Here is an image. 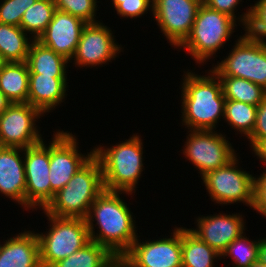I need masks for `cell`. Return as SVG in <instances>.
I'll list each match as a JSON object with an SVG mask.
<instances>
[{
	"mask_svg": "<svg viewBox=\"0 0 266 267\" xmlns=\"http://www.w3.org/2000/svg\"><path fill=\"white\" fill-rule=\"evenodd\" d=\"M173 231L170 238L142 243L137 237L119 259V267H182L181 227Z\"/></svg>",
	"mask_w": 266,
	"mask_h": 267,
	"instance_id": "cell-10",
	"label": "cell"
},
{
	"mask_svg": "<svg viewBox=\"0 0 266 267\" xmlns=\"http://www.w3.org/2000/svg\"><path fill=\"white\" fill-rule=\"evenodd\" d=\"M112 34L110 27L100 21L87 23L82 30L74 56L71 58L75 66L93 68L115 60L122 52V46L115 42L113 38L115 36Z\"/></svg>",
	"mask_w": 266,
	"mask_h": 267,
	"instance_id": "cell-15",
	"label": "cell"
},
{
	"mask_svg": "<svg viewBox=\"0 0 266 267\" xmlns=\"http://www.w3.org/2000/svg\"><path fill=\"white\" fill-rule=\"evenodd\" d=\"M56 6L53 0H36L23 14L20 27L37 40L51 22Z\"/></svg>",
	"mask_w": 266,
	"mask_h": 267,
	"instance_id": "cell-27",
	"label": "cell"
},
{
	"mask_svg": "<svg viewBox=\"0 0 266 267\" xmlns=\"http://www.w3.org/2000/svg\"><path fill=\"white\" fill-rule=\"evenodd\" d=\"M56 10L66 12L84 20L86 23H95L98 5L97 0H53Z\"/></svg>",
	"mask_w": 266,
	"mask_h": 267,
	"instance_id": "cell-30",
	"label": "cell"
},
{
	"mask_svg": "<svg viewBox=\"0 0 266 267\" xmlns=\"http://www.w3.org/2000/svg\"><path fill=\"white\" fill-rule=\"evenodd\" d=\"M196 229H190L202 241L221 254L226 247L245 231L242 215L214 214L196 217Z\"/></svg>",
	"mask_w": 266,
	"mask_h": 267,
	"instance_id": "cell-17",
	"label": "cell"
},
{
	"mask_svg": "<svg viewBox=\"0 0 266 267\" xmlns=\"http://www.w3.org/2000/svg\"><path fill=\"white\" fill-rule=\"evenodd\" d=\"M118 16L137 18L147 11L153 12V0H111Z\"/></svg>",
	"mask_w": 266,
	"mask_h": 267,
	"instance_id": "cell-33",
	"label": "cell"
},
{
	"mask_svg": "<svg viewBox=\"0 0 266 267\" xmlns=\"http://www.w3.org/2000/svg\"><path fill=\"white\" fill-rule=\"evenodd\" d=\"M250 267H266V265L257 261L255 263H253Z\"/></svg>",
	"mask_w": 266,
	"mask_h": 267,
	"instance_id": "cell-40",
	"label": "cell"
},
{
	"mask_svg": "<svg viewBox=\"0 0 266 267\" xmlns=\"http://www.w3.org/2000/svg\"><path fill=\"white\" fill-rule=\"evenodd\" d=\"M225 99L258 106L266 97V90L239 77H219Z\"/></svg>",
	"mask_w": 266,
	"mask_h": 267,
	"instance_id": "cell-26",
	"label": "cell"
},
{
	"mask_svg": "<svg viewBox=\"0 0 266 267\" xmlns=\"http://www.w3.org/2000/svg\"><path fill=\"white\" fill-rule=\"evenodd\" d=\"M122 193L132 195L128 192L104 190L95 199L85 218L90 239L106 247L118 259L130 249L137 237H140L136 233L133 213L125 200L120 198ZM95 221L99 228L97 233L94 231Z\"/></svg>",
	"mask_w": 266,
	"mask_h": 267,
	"instance_id": "cell-1",
	"label": "cell"
},
{
	"mask_svg": "<svg viewBox=\"0 0 266 267\" xmlns=\"http://www.w3.org/2000/svg\"><path fill=\"white\" fill-rule=\"evenodd\" d=\"M257 106L246 104L240 101L225 100L224 120L231 128L237 129L248 138L252 132L256 120Z\"/></svg>",
	"mask_w": 266,
	"mask_h": 267,
	"instance_id": "cell-28",
	"label": "cell"
},
{
	"mask_svg": "<svg viewBox=\"0 0 266 267\" xmlns=\"http://www.w3.org/2000/svg\"><path fill=\"white\" fill-rule=\"evenodd\" d=\"M235 42L228 56L211 70L218 77H239L266 90V41L244 34Z\"/></svg>",
	"mask_w": 266,
	"mask_h": 267,
	"instance_id": "cell-7",
	"label": "cell"
},
{
	"mask_svg": "<svg viewBox=\"0 0 266 267\" xmlns=\"http://www.w3.org/2000/svg\"><path fill=\"white\" fill-rule=\"evenodd\" d=\"M70 61L61 54L42 45L37 40H32L26 63L29 74H41L52 78H67V64Z\"/></svg>",
	"mask_w": 266,
	"mask_h": 267,
	"instance_id": "cell-21",
	"label": "cell"
},
{
	"mask_svg": "<svg viewBox=\"0 0 266 267\" xmlns=\"http://www.w3.org/2000/svg\"><path fill=\"white\" fill-rule=\"evenodd\" d=\"M236 22L229 15L210 9L202 3L190 34L179 49H186L197 64L203 65L229 41L235 32L234 27H237Z\"/></svg>",
	"mask_w": 266,
	"mask_h": 267,
	"instance_id": "cell-5",
	"label": "cell"
},
{
	"mask_svg": "<svg viewBox=\"0 0 266 267\" xmlns=\"http://www.w3.org/2000/svg\"><path fill=\"white\" fill-rule=\"evenodd\" d=\"M238 160L236 156L224 167L207 173L201 179L213 202L219 205L242 202L253 208L254 176L238 167Z\"/></svg>",
	"mask_w": 266,
	"mask_h": 267,
	"instance_id": "cell-8",
	"label": "cell"
},
{
	"mask_svg": "<svg viewBox=\"0 0 266 267\" xmlns=\"http://www.w3.org/2000/svg\"><path fill=\"white\" fill-rule=\"evenodd\" d=\"M259 177H254V206L260 215L266 217V169Z\"/></svg>",
	"mask_w": 266,
	"mask_h": 267,
	"instance_id": "cell-35",
	"label": "cell"
},
{
	"mask_svg": "<svg viewBox=\"0 0 266 267\" xmlns=\"http://www.w3.org/2000/svg\"><path fill=\"white\" fill-rule=\"evenodd\" d=\"M67 78H52L41 74L29 75L28 103L43 114L56 109L64 102L68 85Z\"/></svg>",
	"mask_w": 266,
	"mask_h": 267,
	"instance_id": "cell-20",
	"label": "cell"
},
{
	"mask_svg": "<svg viewBox=\"0 0 266 267\" xmlns=\"http://www.w3.org/2000/svg\"><path fill=\"white\" fill-rule=\"evenodd\" d=\"M42 115L28 102L11 103L0 115V146L27 148L42 142L36 125Z\"/></svg>",
	"mask_w": 266,
	"mask_h": 267,
	"instance_id": "cell-12",
	"label": "cell"
},
{
	"mask_svg": "<svg viewBox=\"0 0 266 267\" xmlns=\"http://www.w3.org/2000/svg\"><path fill=\"white\" fill-rule=\"evenodd\" d=\"M36 0H3L0 3V23L20 26L25 11Z\"/></svg>",
	"mask_w": 266,
	"mask_h": 267,
	"instance_id": "cell-32",
	"label": "cell"
},
{
	"mask_svg": "<svg viewBox=\"0 0 266 267\" xmlns=\"http://www.w3.org/2000/svg\"><path fill=\"white\" fill-rule=\"evenodd\" d=\"M25 190L24 148L0 146V193L25 209Z\"/></svg>",
	"mask_w": 266,
	"mask_h": 267,
	"instance_id": "cell-18",
	"label": "cell"
},
{
	"mask_svg": "<svg viewBox=\"0 0 266 267\" xmlns=\"http://www.w3.org/2000/svg\"><path fill=\"white\" fill-rule=\"evenodd\" d=\"M244 234L233 240L221 253V259L227 256L233 259V267H250L257 262L260 240H249Z\"/></svg>",
	"mask_w": 266,
	"mask_h": 267,
	"instance_id": "cell-29",
	"label": "cell"
},
{
	"mask_svg": "<svg viewBox=\"0 0 266 267\" xmlns=\"http://www.w3.org/2000/svg\"><path fill=\"white\" fill-rule=\"evenodd\" d=\"M266 138V97L257 106L256 120L252 134L247 138L252 147L259 139Z\"/></svg>",
	"mask_w": 266,
	"mask_h": 267,
	"instance_id": "cell-36",
	"label": "cell"
},
{
	"mask_svg": "<svg viewBox=\"0 0 266 267\" xmlns=\"http://www.w3.org/2000/svg\"><path fill=\"white\" fill-rule=\"evenodd\" d=\"M251 148L260 161L266 165V138L259 139Z\"/></svg>",
	"mask_w": 266,
	"mask_h": 267,
	"instance_id": "cell-37",
	"label": "cell"
},
{
	"mask_svg": "<svg viewBox=\"0 0 266 267\" xmlns=\"http://www.w3.org/2000/svg\"><path fill=\"white\" fill-rule=\"evenodd\" d=\"M257 261L266 265V238L260 239Z\"/></svg>",
	"mask_w": 266,
	"mask_h": 267,
	"instance_id": "cell-38",
	"label": "cell"
},
{
	"mask_svg": "<svg viewBox=\"0 0 266 267\" xmlns=\"http://www.w3.org/2000/svg\"><path fill=\"white\" fill-rule=\"evenodd\" d=\"M141 138L133 134L128 140L110 146V148L101 145L93 148L94 156L101 165L105 190L136 192L135 188H137L136 185L142 176L144 167Z\"/></svg>",
	"mask_w": 266,
	"mask_h": 267,
	"instance_id": "cell-3",
	"label": "cell"
},
{
	"mask_svg": "<svg viewBox=\"0 0 266 267\" xmlns=\"http://www.w3.org/2000/svg\"><path fill=\"white\" fill-rule=\"evenodd\" d=\"M203 0H153V16L175 48L189 36Z\"/></svg>",
	"mask_w": 266,
	"mask_h": 267,
	"instance_id": "cell-14",
	"label": "cell"
},
{
	"mask_svg": "<svg viewBox=\"0 0 266 267\" xmlns=\"http://www.w3.org/2000/svg\"><path fill=\"white\" fill-rule=\"evenodd\" d=\"M182 267H213L221 257L190 229L181 227Z\"/></svg>",
	"mask_w": 266,
	"mask_h": 267,
	"instance_id": "cell-24",
	"label": "cell"
},
{
	"mask_svg": "<svg viewBox=\"0 0 266 267\" xmlns=\"http://www.w3.org/2000/svg\"><path fill=\"white\" fill-rule=\"evenodd\" d=\"M188 133L182 151L185 158L199 171L201 178L224 167L238 156L225 134L223 136L215 130H190Z\"/></svg>",
	"mask_w": 266,
	"mask_h": 267,
	"instance_id": "cell-9",
	"label": "cell"
},
{
	"mask_svg": "<svg viewBox=\"0 0 266 267\" xmlns=\"http://www.w3.org/2000/svg\"><path fill=\"white\" fill-rule=\"evenodd\" d=\"M3 243L0 244V267H42L35 232H21Z\"/></svg>",
	"mask_w": 266,
	"mask_h": 267,
	"instance_id": "cell-19",
	"label": "cell"
},
{
	"mask_svg": "<svg viewBox=\"0 0 266 267\" xmlns=\"http://www.w3.org/2000/svg\"><path fill=\"white\" fill-rule=\"evenodd\" d=\"M207 73L201 76L184 71L181 120L189 130H214L221 117L224 119L226 99L220 79L211 69Z\"/></svg>",
	"mask_w": 266,
	"mask_h": 267,
	"instance_id": "cell-2",
	"label": "cell"
},
{
	"mask_svg": "<svg viewBox=\"0 0 266 267\" xmlns=\"http://www.w3.org/2000/svg\"><path fill=\"white\" fill-rule=\"evenodd\" d=\"M29 68L25 62H4L0 68V91L11 103L28 102Z\"/></svg>",
	"mask_w": 266,
	"mask_h": 267,
	"instance_id": "cell-22",
	"label": "cell"
},
{
	"mask_svg": "<svg viewBox=\"0 0 266 267\" xmlns=\"http://www.w3.org/2000/svg\"><path fill=\"white\" fill-rule=\"evenodd\" d=\"M250 8L245 34L252 39L266 41V0H257Z\"/></svg>",
	"mask_w": 266,
	"mask_h": 267,
	"instance_id": "cell-31",
	"label": "cell"
},
{
	"mask_svg": "<svg viewBox=\"0 0 266 267\" xmlns=\"http://www.w3.org/2000/svg\"><path fill=\"white\" fill-rule=\"evenodd\" d=\"M50 224L47 233H36L42 267H52L91 241L84 218L57 217L43 212Z\"/></svg>",
	"mask_w": 266,
	"mask_h": 267,
	"instance_id": "cell-6",
	"label": "cell"
},
{
	"mask_svg": "<svg viewBox=\"0 0 266 267\" xmlns=\"http://www.w3.org/2000/svg\"><path fill=\"white\" fill-rule=\"evenodd\" d=\"M86 24L79 17L56 10L51 22L37 41L72 62L71 58L74 56L82 30Z\"/></svg>",
	"mask_w": 266,
	"mask_h": 267,
	"instance_id": "cell-16",
	"label": "cell"
},
{
	"mask_svg": "<svg viewBox=\"0 0 266 267\" xmlns=\"http://www.w3.org/2000/svg\"><path fill=\"white\" fill-rule=\"evenodd\" d=\"M76 136L70 132L57 130L50 141L51 201L55 194L68 184L72 176L93 156L94 149L86 155L78 151Z\"/></svg>",
	"mask_w": 266,
	"mask_h": 267,
	"instance_id": "cell-11",
	"label": "cell"
},
{
	"mask_svg": "<svg viewBox=\"0 0 266 267\" xmlns=\"http://www.w3.org/2000/svg\"><path fill=\"white\" fill-rule=\"evenodd\" d=\"M104 190L101 165L93 156L55 194L43 211L57 217L85 219L91 205Z\"/></svg>",
	"mask_w": 266,
	"mask_h": 267,
	"instance_id": "cell-4",
	"label": "cell"
},
{
	"mask_svg": "<svg viewBox=\"0 0 266 267\" xmlns=\"http://www.w3.org/2000/svg\"><path fill=\"white\" fill-rule=\"evenodd\" d=\"M52 267H119V259L106 247L90 241Z\"/></svg>",
	"mask_w": 266,
	"mask_h": 267,
	"instance_id": "cell-23",
	"label": "cell"
},
{
	"mask_svg": "<svg viewBox=\"0 0 266 267\" xmlns=\"http://www.w3.org/2000/svg\"><path fill=\"white\" fill-rule=\"evenodd\" d=\"M47 145L43 140L34 146L24 148L26 210H44L51 202L50 143Z\"/></svg>",
	"mask_w": 266,
	"mask_h": 267,
	"instance_id": "cell-13",
	"label": "cell"
},
{
	"mask_svg": "<svg viewBox=\"0 0 266 267\" xmlns=\"http://www.w3.org/2000/svg\"><path fill=\"white\" fill-rule=\"evenodd\" d=\"M240 2H242V0H203V4H205L208 8L227 14L235 20L239 19V23L242 22L241 24L244 26L242 28H245L249 19L251 8H247L246 12L241 14L239 16L240 18L237 17L236 19L234 11Z\"/></svg>",
	"mask_w": 266,
	"mask_h": 267,
	"instance_id": "cell-34",
	"label": "cell"
},
{
	"mask_svg": "<svg viewBox=\"0 0 266 267\" xmlns=\"http://www.w3.org/2000/svg\"><path fill=\"white\" fill-rule=\"evenodd\" d=\"M3 63H4V62L2 61V59H1V57H0V68H1V66H2Z\"/></svg>",
	"mask_w": 266,
	"mask_h": 267,
	"instance_id": "cell-41",
	"label": "cell"
},
{
	"mask_svg": "<svg viewBox=\"0 0 266 267\" xmlns=\"http://www.w3.org/2000/svg\"><path fill=\"white\" fill-rule=\"evenodd\" d=\"M11 102L7 97L0 91V115L8 108Z\"/></svg>",
	"mask_w": 266,
	"mask_h": 267,
	"instance_id": "cell-39",
	"label": "cell"
},
{
	"mask_svg": "<svg viewBox=\"0 0 266 267\" xmlns=\"http://www.w3.org/2000/svg\"><path fill=\"white\" fill-rule=\"evenodd\" d=\"M27 36L20 26L0 23V57L3 62H25L27 60L33 40Z\"/></svg>",
	"mask_w": 266,
	"mask_h": 267,
	"instance_id": "cell-25",
	"label": "cell"
}]
</instances>
